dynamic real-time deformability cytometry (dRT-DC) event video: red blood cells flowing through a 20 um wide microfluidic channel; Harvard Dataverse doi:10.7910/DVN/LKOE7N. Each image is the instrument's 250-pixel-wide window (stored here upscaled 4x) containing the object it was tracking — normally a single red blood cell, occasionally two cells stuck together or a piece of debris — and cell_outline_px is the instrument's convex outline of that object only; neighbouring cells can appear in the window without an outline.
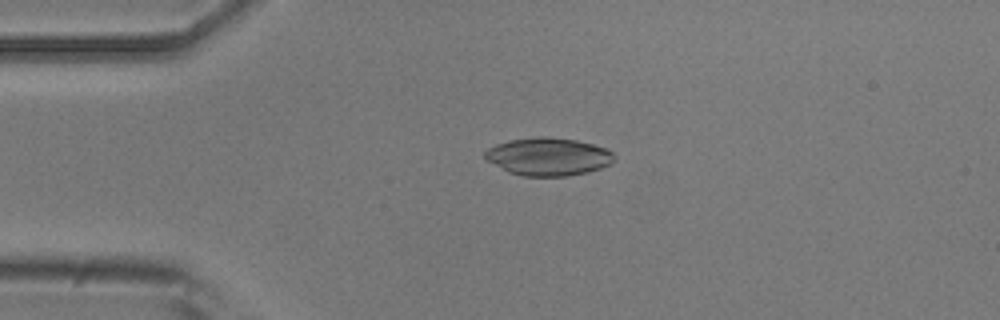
{"species": "common noctule bat (a hibernating species)", "species_latin": "Nyctalus noctula", "temperature_condition": "room temperature", "stored_images_in_passage": 46, "camera_frame_rate_fps": 3000, "um_per_image_px": 0.085, "animal": {"sex": "male", "body_mass_g": 20.5, "forearm_length_mm": 52.5}, "frame": {"image": 1, "passage_image": 6, "time_ms": 1.667, "image_size_px": [1000, 320], "cell_outline_px": [[616, 156], [612, 164], [588, 172], [568, 176], [524, 176], [508, 172], [488, 160], [484, 156], [484, 152], [488, 148], [496, 144], [508, 140], [540, 136], [544, 136], [576, 140], [608, 148]], "centroid_in_image_um": [46.63, 13.31], "position_along_channel_um": 38.4, "area_um2": 28.61}}
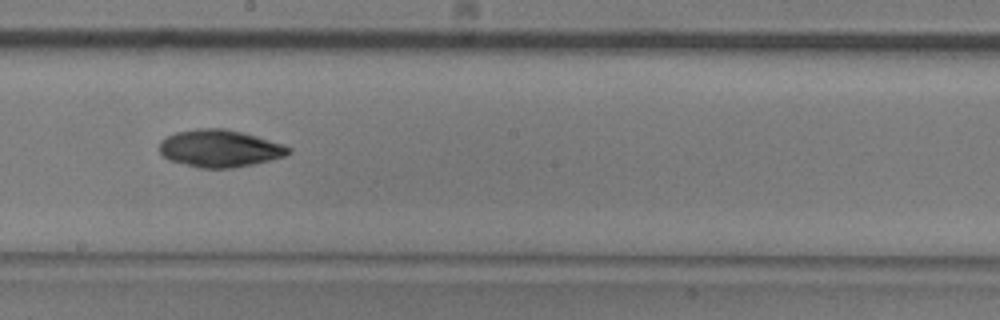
{"frame": {"image": 2, "passage_image": 23, "time_ms": 7.333, "image_size_px": [1000, 320], "cell_outline_px": [[292, 152], [284, 156], [252, 164], [232, 168], [200, 168], [168, 160], [160, 152], [160, 140], [176, 132], [196, 128], [224, 128], [256, 136], [292, 148]], "centroid_in_image_um": [18.64, 12.61], "position_along_channel_um": 229.6, "area_um2": 27.8}}
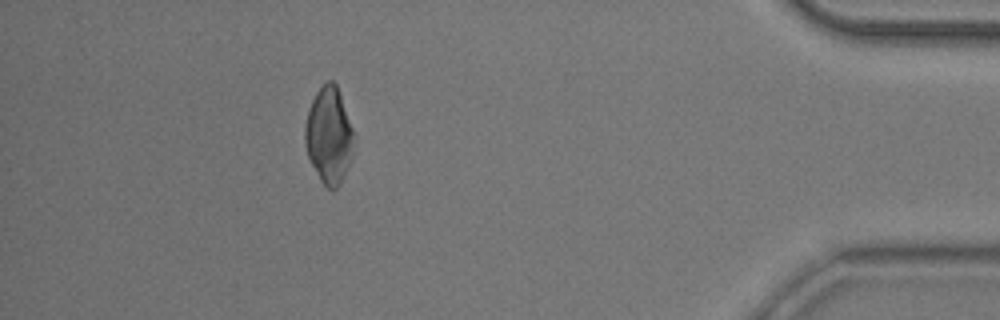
{"frame": {"image": 3, "passage_image": 41, "time_ms": 13.333, "image_size_px": [1000, 320], "cell_outline_px": [[352, 136], [348, 164], [340, 184], [336, 188], [328, 188], [320, 180], [308, 156], [304, 140], [304, 128], [308, 112], [312, 100], [316, 92], [328, 80], [332, 80], [336, 84], [352, 128]], "centroid_in_image_um": [27.91, 11.49], "position_along_channel_um": 407.3, "area_um2": 26.41}, "authors_computed_cell_mechanics": {"area_um2": 27.7729, "velocity_mm_per_s": 3.8437, "shape_relaxation_time_tau1_ms": 5.2284, "shape_relaxation_time_tau2_ms": 7.6403, "deformation_change_tau1": 0.1379, "deformation_change_tau2": 0.102}}